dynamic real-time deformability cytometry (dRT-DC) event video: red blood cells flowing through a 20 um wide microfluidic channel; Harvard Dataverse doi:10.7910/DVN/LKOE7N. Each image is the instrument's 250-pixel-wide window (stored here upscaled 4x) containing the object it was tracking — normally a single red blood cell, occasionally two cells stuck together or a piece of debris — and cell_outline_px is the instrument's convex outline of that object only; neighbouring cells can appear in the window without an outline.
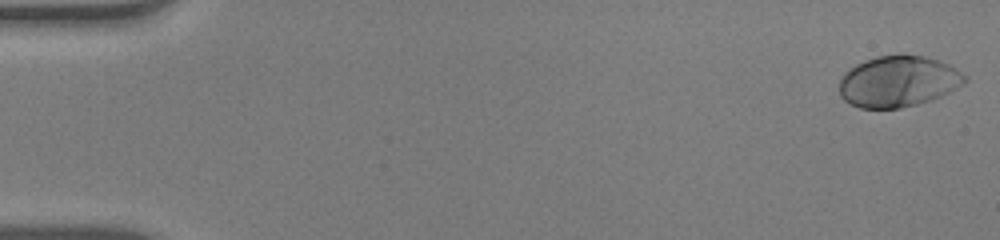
{"species": "human", "species_latin": "Homo sapiens", "temperature_condition": "warm", "stored_images_in_passage": 53, "camera_frame_rate_fps": 3000, "um_per_image_px": 0.085, "donor": {"sex": "male"}, "frame": {"image": 1, "passage_image": 1, "time_ms": 0.0, "image_size_px": [1000, 240], "cell_outline_px": [[968, 80], [964, 84], [932, 100], [900, 108], [860, 108], [848, 104], [840, 96], [840, 80], [844, 72], [856, 64], [864, 60], [876, 56], [904, 52], [924, 56], [940, 60], [948, 64], [968, 76]], "centroid_in_image_um": [76.35, 6.89], "position_along_channel_um": 8.6, "area_um2": 38.03}}
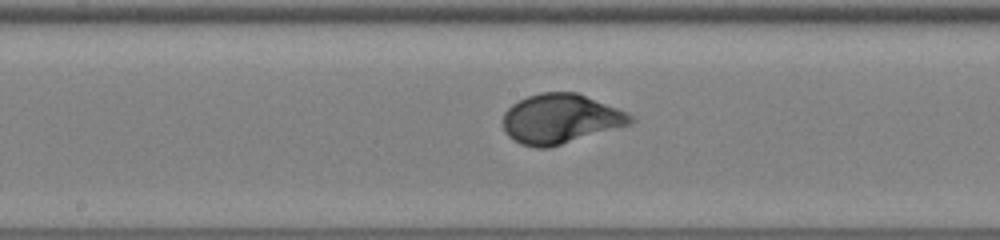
{"frame": {"image": 2, "passage_image": 28, "time_ms": 9.0, "image_size_px": [1000, 240], "cell_outline_px": [[636, 120], [628, 124], [548, 148], [536, 148], [520, 144], [508, 136], [504, 132], [504, 112], [512, 104], [528, 96], [540, 92], [576, 92], [628, 112]], "centroid_in_image_um": [47.61, 10.09], "position_along_channel_um": 200.6, "area_um2": 36.47}}
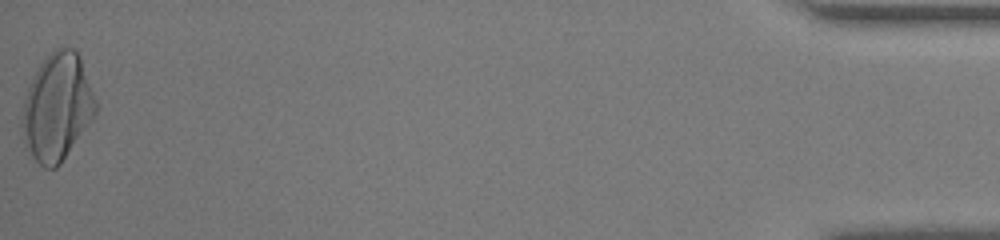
{"frame": {"image": 3, "passage_image": 53, "time_ms": 17.333, "image_size_px": [1000, 240], "cell_outline_px": [[96, 112], [92, 120], [60, 164], [56, 168], [44, 168], [32, 156], [24, 136], [20, 124], [20, 120], [24, 100], [28, 88], [40, 64], [56, 48], [72, 48], [80, 56], [96, 100]], "centroid_in_image_um": [4.86, 9.12], "position_along_channel_um": 430.3, "area_um2": 45.26}, "authors_computed_cell_mechanics": {"area_um2": 36.5296, "velocity_mm_per_s": 3.9044, "shape_relaxation_time_tau1_ms": 2.4329, "shape_relaxation_time_tau2_ms": null, "deformation_change_tau1": 0.1844, "deformation_change_tau2": null}}